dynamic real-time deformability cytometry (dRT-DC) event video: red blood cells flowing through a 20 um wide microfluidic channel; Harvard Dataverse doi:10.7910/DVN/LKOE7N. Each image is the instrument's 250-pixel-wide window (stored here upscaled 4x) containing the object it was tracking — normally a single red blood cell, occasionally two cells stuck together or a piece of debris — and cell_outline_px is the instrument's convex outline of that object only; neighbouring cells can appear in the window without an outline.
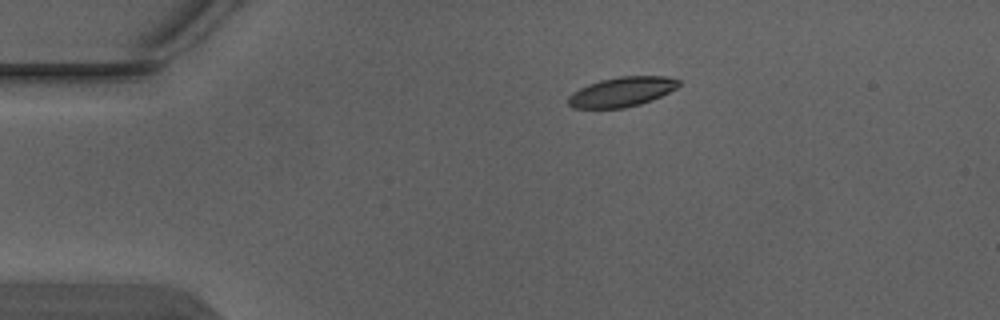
{"species": "Egyptian fruit bat (a non-hibernating species)", "species_latin": "Rousettus aegyptiacus", "temperature_condition": "warm", "stored_images_in_passage": 5, "camera_frame_rate_fps": 3000, "um_per_image_px": 0.085, "animal": {"sex": "male"}, "frame": {"image": 1, "passage_image": 5, "time_ms": 1.333, "image_size_px": [1000, 320], "cell_outline_px": [[680, 84], [676, 88], [652, 100], [640, 104], [624, 108], [572, 108], [568, 104], [568, 96], [572, 92], [588, 84], [600, 80], [620, 76], [668, 76], [680, 80]], "centroid_in_image_um": [52.84, 7.8], "position_along_channel_um": 32.2, "area_um2": 19.13}}